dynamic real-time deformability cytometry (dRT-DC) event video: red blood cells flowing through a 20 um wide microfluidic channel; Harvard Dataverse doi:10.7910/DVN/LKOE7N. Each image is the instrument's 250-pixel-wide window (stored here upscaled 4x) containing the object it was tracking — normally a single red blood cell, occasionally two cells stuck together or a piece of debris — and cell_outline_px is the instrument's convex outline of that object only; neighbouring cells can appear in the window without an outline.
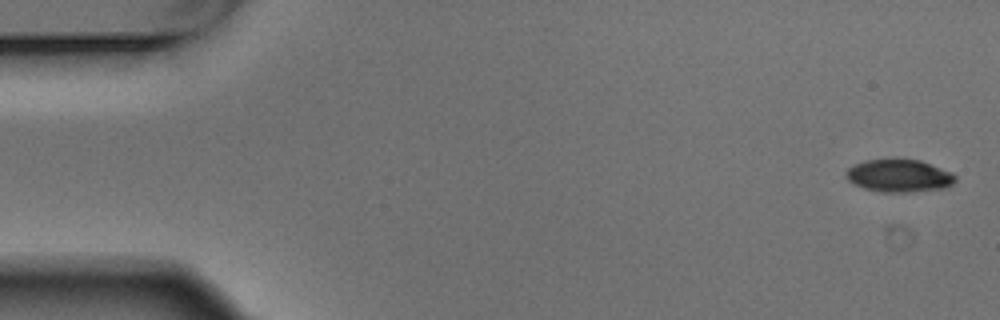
{"species": "Egyptian fruit bat (a non-hibernating species)", "species_latin": "Rousettus aegyptiacus", "temperature_condition": "warm", "stored_images_in_passage": 6, "camera_frame_rate_fps": 3000, "um_per_image_px": 0.085, "animal": {"sex": "male"}, "frame": {"image": 1, "passage_image": 1, "time_ms": 0.0, "image_size_px": [1000, 320], "cell_outline_px": [[956, 180], [952, 184], [944, 188], [912, 192], [880, 192], [864, 188], [848, 180], [848, 168], [864, 160], [920, 160], [952, 172], [956, 176]], "centroid_in_image_um": [76.47, 14.95], "position_along_channel_um": 8.5, "area_um2": 20.46}}
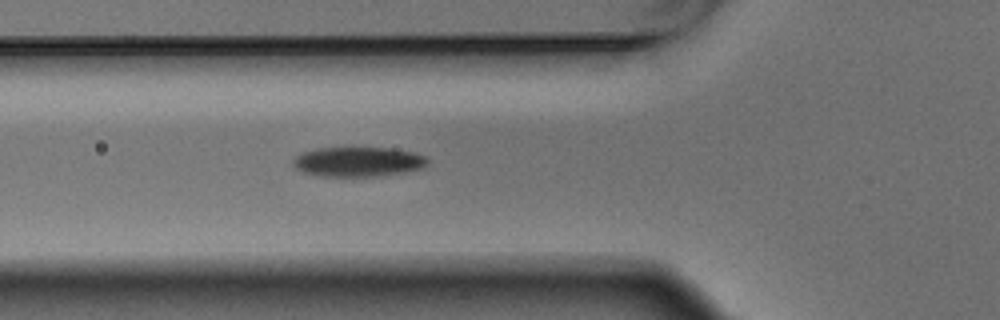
{"frame": {"image": 2, "passage_image": 6, "time_ms": 1.667, "image_size_px": [1000, 320], "cell_outline_px": [[428, 164], [424, 168], [384, 176], [320, 176], [300, 172], [292, 164], [292, 160], [300, 152], [316, 148], [392, 148], [412, 152], [428, 156]], "centroid_in_image_um": [30.44, 13.75], "position_along_channel_um": 95.4, "area_um2": 23.64}}